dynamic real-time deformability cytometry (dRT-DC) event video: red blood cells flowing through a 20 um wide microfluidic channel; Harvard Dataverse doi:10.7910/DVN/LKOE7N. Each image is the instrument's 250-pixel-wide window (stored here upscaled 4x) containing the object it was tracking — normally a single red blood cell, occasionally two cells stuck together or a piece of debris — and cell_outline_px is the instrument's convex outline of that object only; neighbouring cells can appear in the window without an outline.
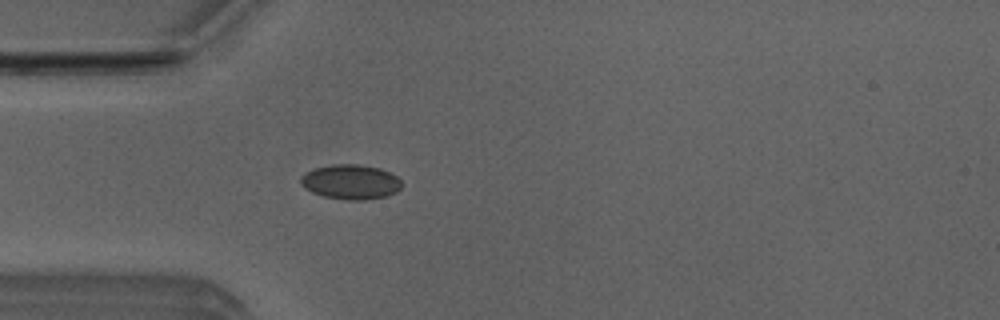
{"species": "Egyptian fruit bat (a non-hibernating species)", "species_latin": "Rousettus aegyptiacus", "temperature_condition": "room temperature", "stored_images_in_passage": 4, "camera_frame_rate_fps": 3000, "um_per_image_px": 0.085, "animal": {"sex": "male"}, "frame": {"image": 1, "passage_image": 4, "time_ms": 1.0, "image_size_px": [1000, 320], "cell_outline_px": [[400, 188], [396, 192], [388, 196], [364, 200], [348, 200], [324, 196], [312, 192], [304, 188], [300, 184], [300, 176], [304, 172], [316, 168], [332, 164], [356, 164], [380, 168], [396, 176], [400, 180]], "centroid_in_image_um": [29.78, 15.46], "position_along_channel_um": 55.2, "area_um2": 20.46}}